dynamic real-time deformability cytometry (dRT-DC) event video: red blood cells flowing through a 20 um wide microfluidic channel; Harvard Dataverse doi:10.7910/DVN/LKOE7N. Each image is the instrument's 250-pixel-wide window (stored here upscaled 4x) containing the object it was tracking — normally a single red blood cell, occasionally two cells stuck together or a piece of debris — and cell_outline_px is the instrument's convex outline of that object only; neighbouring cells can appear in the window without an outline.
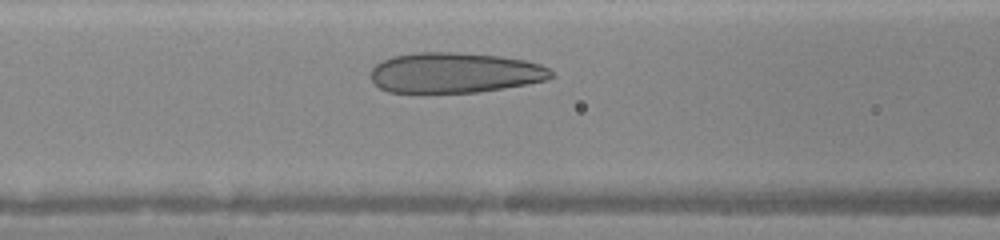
{"species": "human", "species_latin": "Homo sapiens", "temperature_condition": "warm", "stored_images_in_passage": 26, "camera_frame_rate_fps": 3000, "um_per_image_px": 0.085, "donor": {"sex": "female"}, "frame": {"image": 1, "passage_image": 8, "time_ms": 2.333, "image_size_px": [1000, 240], "cell_outline_px": [[552, 76], [544, 80], [524, 84], [476, 92], [388, 92], [380, 88], [372, 80], [372, 68], [376, 64], [392, 56], [416, 52], [452, 52], [500, 56], [524, 60], [540, 64], [548, 68], [552, 72]], "centroid_in_image_um": [38.62, 6.17], "position_along_channel_um": 128.0, "area_um2": 41.91}}
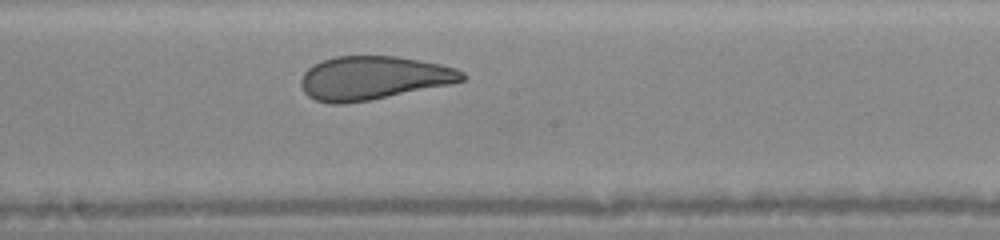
{"frame": {"image": 2, "passage_image": 14, "time_ms": 4.333, "image_size_px": [1000, 240], "cell_outline_px": [[468, 76], [464, 80], [452, 84], [368, 100], [344, 104], [332, 104], [316, 100], [308, 96], [304, 92], [300, 84], [300, 80], [304, 72], [312, 64], [336, 56], [396, 56], [420, 60], [440, 64], [456, 68], [464, 72]], "centroid_in_image_um": [31.73, 6.62], "position_along_channel_um": 216.5, "area_um2": 40.98}}
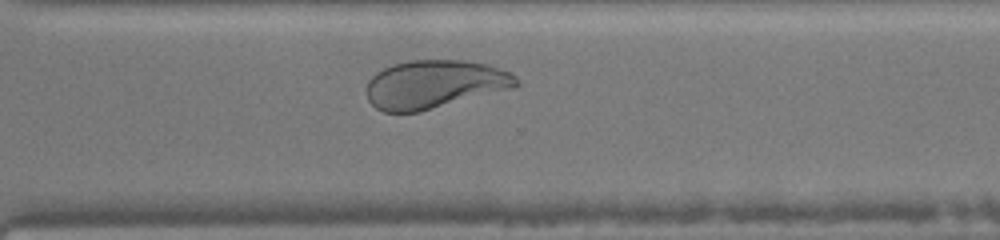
{"frame": {"image": 3, "passage_image": 22, "time_ms": 7.0, "image_size_px": [1000, 240], "cell_outline_px": [[520, 84], [512, 88], [420, 112], [384, 112], [376, 108], [368, 100], [368, 80], [376, 72], [384, 68], [408, 60], [464, 60], [488, 64], [508, 72], [516, 76], [520, 80]], "centroid_in_image_um": [36.94, 7.16], "position_along_channel_um": 333.7, "area_um2": 42.02}}